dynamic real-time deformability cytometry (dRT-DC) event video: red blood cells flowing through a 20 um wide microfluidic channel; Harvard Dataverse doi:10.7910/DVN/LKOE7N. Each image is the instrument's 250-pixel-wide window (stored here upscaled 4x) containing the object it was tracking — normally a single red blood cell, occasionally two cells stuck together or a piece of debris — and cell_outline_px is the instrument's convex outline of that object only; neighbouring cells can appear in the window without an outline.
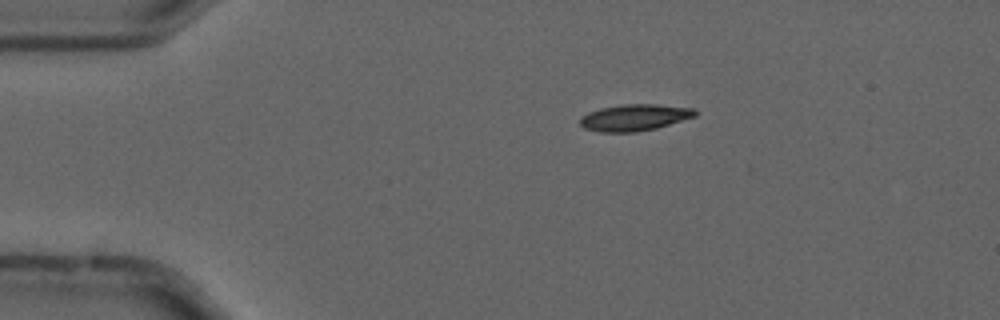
{"species": "common noctule bat (a hibernating species)", "species_latin": "Nyctalus noctula", "temperature_condition": "cold", "stored_images_in_passage": 6, "camera_frame_rate_fps": 3000, "um_per_image_px": 0.085, "animal": {"sex": "male", "forearm_length_mm": 52.5}, "frame": {"image": 1, "passage_image": 2, "time_ms": 0.333, "image_size_px": [1000, 320], "cell_outline_px": [[696, 116], [656, 128], [636, 132], [600, 132], [584, 128], [580, 124], [580, 116], [588, 112], [600, 108], [624, 104], [656, 104], [692, 108], [696, 112]], "centroid_in_image_um": [53.89, 9.99], "position_along_channel_um": 31.1, "area_um2": 17.74}}
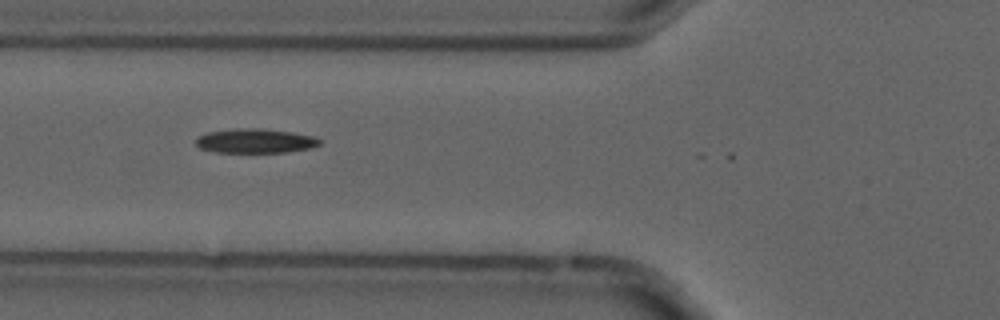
{"frame": {"image": 2, "passage_image": 5, "time_ms": 1.333, "image_size_px": [1000, 320], "cell_outline_px": [[324, 140], [320, 144], [308, 148], [288, 152], [212, 152], [200, 148], [196, 144], [196, 136], [208, 132], [236, 128], [260, 128], [292, 132], [316, 136]], "centroid_in_image_um": [21.71, 11.97], "position_along_channel_um": 104.1, "area_um2": 17.74}}